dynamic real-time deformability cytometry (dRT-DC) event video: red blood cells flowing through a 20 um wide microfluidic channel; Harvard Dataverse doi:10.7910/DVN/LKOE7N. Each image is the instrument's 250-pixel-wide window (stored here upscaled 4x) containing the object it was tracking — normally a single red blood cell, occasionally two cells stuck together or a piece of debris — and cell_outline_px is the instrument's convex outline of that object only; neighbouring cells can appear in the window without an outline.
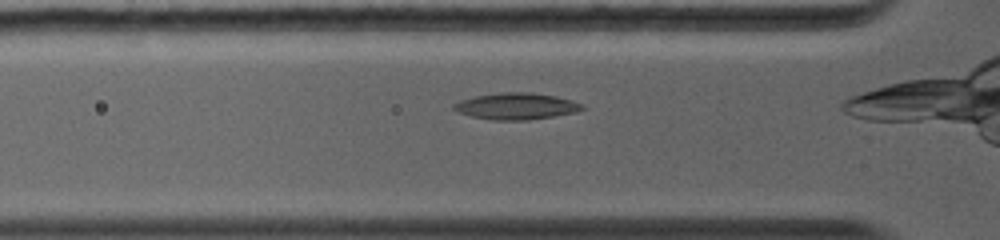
{"species": "common noctule bat (a hibernating species)", "species_latin": "Nyctalus noctula", "temperature_condition": "warm", "stored_images_in_passage": 23, "camera_frame_rate_fps": 5000, "um_per_image_px": 0.085, "animal": {"sex": "female", "body_mass_g": 19.0, "forearm_length_mm": 56.7}, "frame": {"image": 1, "passage_image": 3, "time_ms": 0.8, "image_size_px": [1000, 240], "cell_outline_px": [[584, 108], [576, 112], [528, 120], [492, 120], [472, 116], [460, 112], [452, 108], [452, 104], [460, 100], [476, 96], [504, 92], [532, 92], [556, 96], [572, 100], [584, 104]], "centroid_in_image_um": [43.9, 9.02], "position_along_channel_um": 81.9, "area_um2": 19.77}}
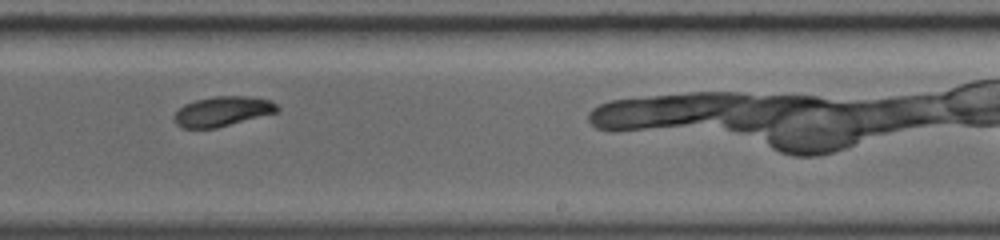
{"frame": {"image": 2, "passage_image": 12, "time_ms": 5.2, "image_size_px": [1000, 240], "cell_outline_px": [[280, 112], [216, 128], [184, 128], [176, 124], [176, 112], [184, 104], [196, 100], [212, 96], [248, 96], [272, 100], [280, 108]], "centroid_in_image_um": [18.99, 9.45], "position_along_channel_um": 270.0, "area_um2": 17.98}}
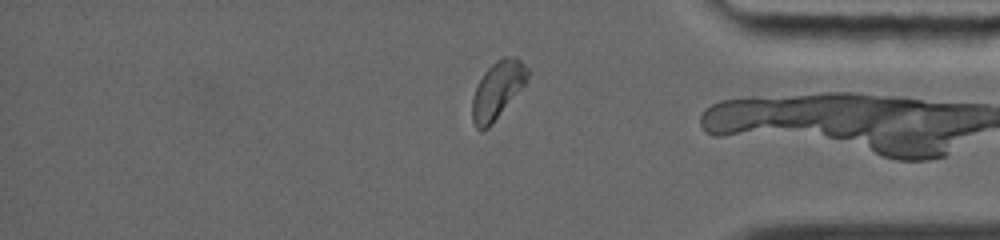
{"frame": {"image": 3, "passage_image": 20, "time_ms": 8.4, "image_size_px": [1000, 240], "cell_outline_px": [[528, 76], [524, 84], [492, 124], [488, 128], [480, 132], [476, 128], [472, 120], [472, 100], [476, 88], [484, 72], [496, 60], [504, 56], [508, 56], [520, 60], [528, 68]], "centroid_in_image_um": [42.26, 7.67], "position_along_channel_um": 392.9, "area_um2": 18.09}, "authors_computed_cell_mechanics": {"area_um2": 18.1492, "velocity_mm_per_s": 4.2871, "shape_relaxation_time_tau1_ms": 6.5015, "shape_relaxation_time_tau2_ms": 7.3016, "deformation_change_tau1": 0.156, "deformation_change_tau2": 0.1079}}